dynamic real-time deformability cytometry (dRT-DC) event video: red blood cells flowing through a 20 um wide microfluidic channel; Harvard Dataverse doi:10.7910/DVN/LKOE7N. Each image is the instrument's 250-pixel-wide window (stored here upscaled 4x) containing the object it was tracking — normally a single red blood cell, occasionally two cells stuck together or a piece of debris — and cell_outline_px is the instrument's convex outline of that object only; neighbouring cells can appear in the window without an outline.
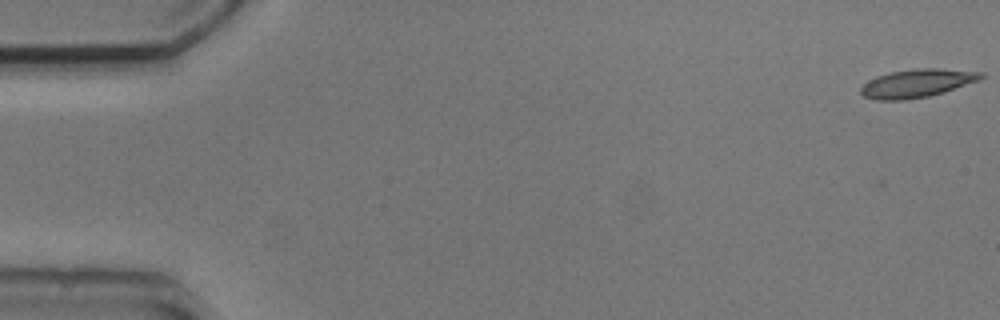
{"species": "common noctule bat (a hibernating species)", "species_latin": "Nyctalus noctula", "temperature_condition": "cold", "stored_images_in_passage": 54, "camera_frame_rate_fps": 3000, "um_per_image_px": 0.085, "animal": {"sex": "male", "body_mass_g": 20.5, "forearm_length_mm": 52.5}, "frame": {"image": 1, "passage_image": 1, "time_ms": 0.0, "image_size_px": [1000, 320], "cell_outline_px": [[984, 76], [980, 80], [944, 92], [928, 96], [904, 100], [876, 100], [864, 96], [860, 92], [860, 88], [864, 84], [876, 76], [892, 72], [916, 68], [936, 68], [984, 72]], "centroid_in_image_um": [77.96, 7.07], "position_along_channel_um": 7.0, "area_um2": 19.71}}
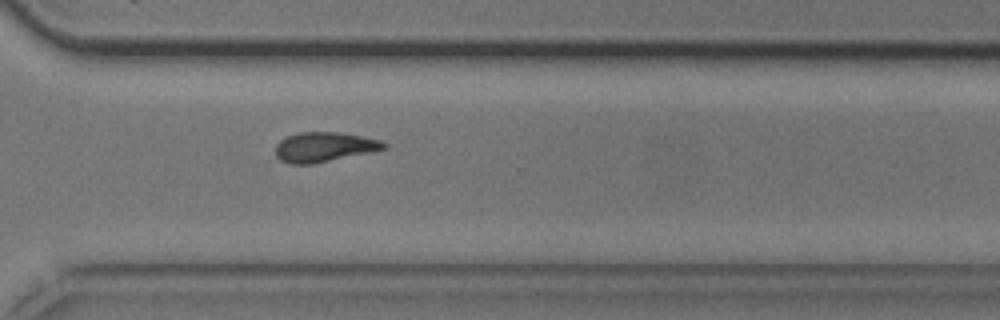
{"frame": {"image": 2, "passage_image": 39, "time_ms": 12.667, "image_size_px": [1000, 320], "cell_outline_px": [[388, 148], [312, 164], [288, 164], [280, 160], [276, 156], [276, 144], [280, 140], [288, 136], [300, 132], [340, 132], [380, 140], [388, 144]], "centroid_in_image_um": [27.53, 12.49], "position_along_channel_um": 343.1, "area_um2": 18.67}}
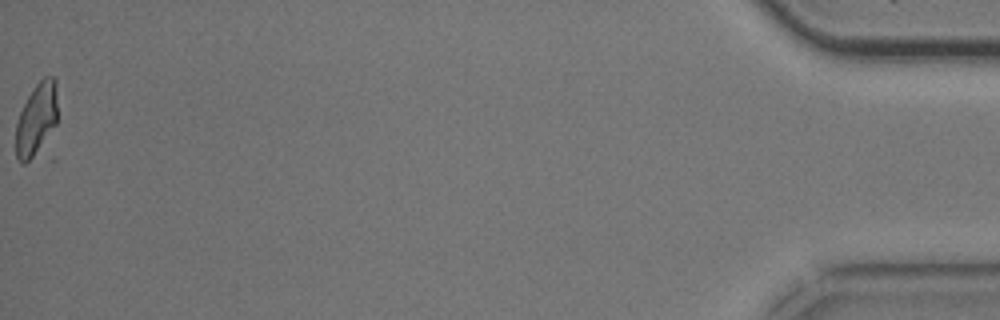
{"frame": {"image": 3, "passage_image": 54, "time_ms": 17.667, "image_size_px": [1000, 320], "cell_outline_px": [[56, 124], [36, 156], [24, 164], [16, 156], [16, 124], [20, 112], [28, 96], [36, 84], [44, 76], [52, 76], [56, 80]], "centroid_in_image_um": [3.09, 10.14], "position_along_channel_um": 432.1, "area_um2": 17.46}, "authors_computed_cell_mechanics": {"area_um2": 18.9584, "velocity_mm_per_s": 3.7774, "shape_relaxation_time_tau1_ms": 7.2098, "shape_relaxation_time_tau2_ms": 5.7895, "deformation_change_tau1": 0.1866, "deformation_change_tau2": 0.1334}}